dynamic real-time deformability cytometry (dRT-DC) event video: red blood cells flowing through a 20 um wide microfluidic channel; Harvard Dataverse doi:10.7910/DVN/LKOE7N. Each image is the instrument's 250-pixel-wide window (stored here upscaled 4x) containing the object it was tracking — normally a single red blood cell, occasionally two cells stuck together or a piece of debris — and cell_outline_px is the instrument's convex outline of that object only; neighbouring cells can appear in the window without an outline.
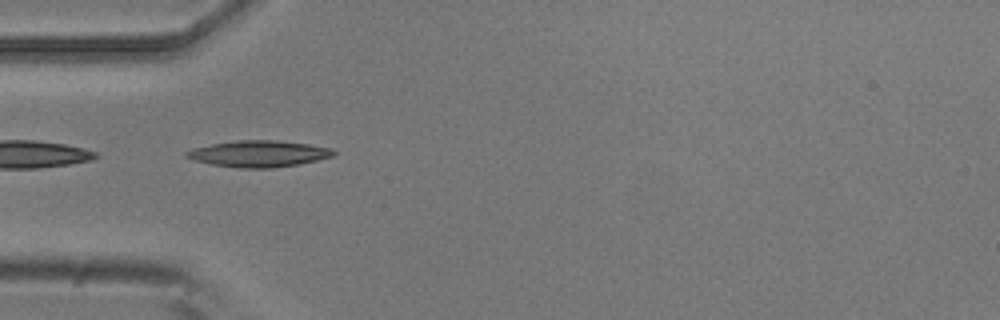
{"species": "common noctule bat (a hibernating species)", "species_latin": "Nyctalus noctula", "temperature_condition": "room temperature", "stored_images_in_passage": 3, "camera_frame_rate_fps": 3000, "um_per_image_px": 0.085, "animal": {"sex": "male", "body_mass_g": 20.5, "forearm_length_mm": 52.5}, "frame": {"image": 1, "passage_image": 1, "time_ms": 0.0, "image_size_px": [1000, 320], "cell_outline_px": [[336, 156], [300, 164], [272, 168], [240, 168], [212, 164], [196, 160], [184, 156], [184, 152], [192, 148], [212, 144], [236, 140], [276, 140], [308, 144], [332, 148], [336, 152]], "centroid_in_image_um": [22.03, 13.06], "position_along_channel_um": 63.0, "area_um2": 22.72}}
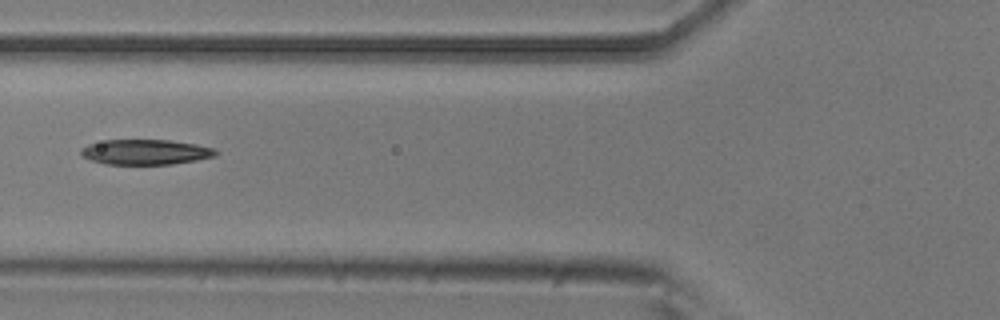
{"frame": {"image": 2, "passage_image": 2, "time_ms": 0.333, "image_size_px": [1000, 320], "cell_outline_px": [[220, 152], [216, 156], [196, 160], [172, 164], [104, 164], [92, 160], [84, 156], [80, 152], [80, 148], [88, 144], [104, 140], [168, 140], [196, 144], [216, 148]], "centroid_in_image_um": [12.41, 12.92], "position_along_channel_um": 113.4, "area_um2": 19.83}}
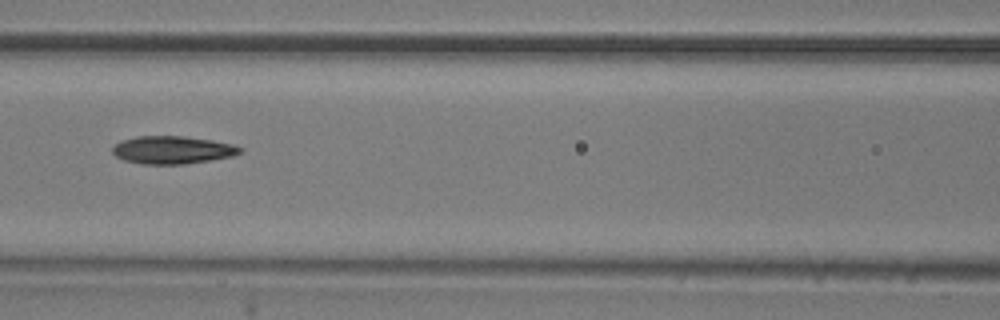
{"frame": {"image": 3, "passage_image": 3, "time_ms": 0.667, "image_size_px": [1000, 320], "cell_outline_px": [[244, 148], [240, 152], [232, 156], [184, 164], [144, 164], [124, 160], [116, 156], [112, 152], [112, 148], [120, 140], [136, 136], [184, 136], [212, 140], [232, 144]], "centroid_in_image_um": [14.63, 12.73], "position_along_channel_um": 152.0, "area_um2": 20.58}}